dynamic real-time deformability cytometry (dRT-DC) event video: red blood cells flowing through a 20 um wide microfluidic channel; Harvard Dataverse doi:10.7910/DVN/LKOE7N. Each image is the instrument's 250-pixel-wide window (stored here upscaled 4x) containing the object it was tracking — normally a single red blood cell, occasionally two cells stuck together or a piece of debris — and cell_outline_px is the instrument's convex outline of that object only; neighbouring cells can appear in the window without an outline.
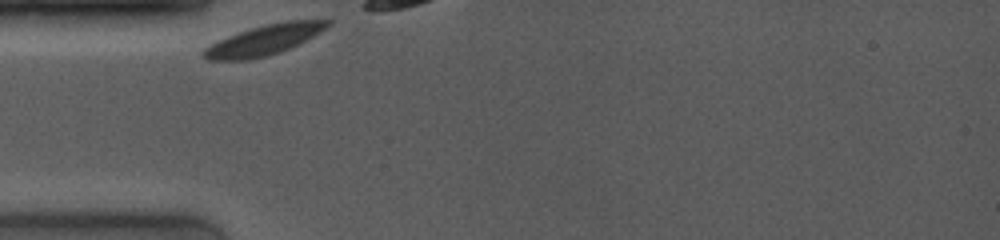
{"species": "common noctule bat (a hibernating species)", "species_latin": "Nyctalus noctula", "temperature_condition": "room temperature", "stored_images_in_passage": 3, "camera_frame_rate_fps": 4000, "um_per_image_px": 0.085, "animal": {"sex": "female", "body_mass_g": 19.0, "forearm_length_mm": 53.3}, "frame": {"image": 1, "passage_image": 1, "time_ms": 0.0, "image_size_px": [1000, 240], "cell_outline_px": [[332, 20], [320, 32], [280, 52], [248, 60], [208, 60], [200, 56], [200, 52], [204, 48], [228, 36], [264, 24], [284, 20]], "centroid_in_image_um": [22.37, 3.41], "position_along_channel_um": 62.6, "area_um2": 21.39}}